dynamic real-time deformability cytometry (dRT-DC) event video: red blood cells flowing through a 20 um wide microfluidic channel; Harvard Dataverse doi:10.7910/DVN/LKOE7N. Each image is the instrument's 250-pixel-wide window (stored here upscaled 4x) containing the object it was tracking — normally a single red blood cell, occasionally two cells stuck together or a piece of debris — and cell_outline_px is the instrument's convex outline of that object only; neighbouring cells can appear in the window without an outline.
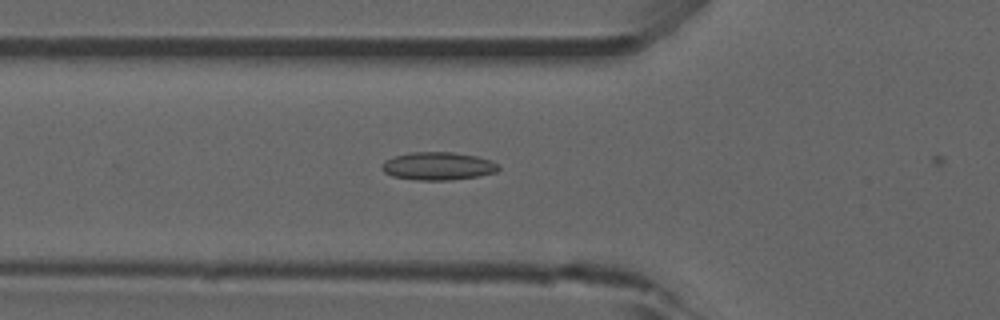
{"species": "common noctule bat (a hibernating species)", "species_latin": "Nyctalus noctula", "temperature_condition": "room temperature", "stored_images_in_passage": 3, "camera_frame_rate_fps": 3000, "um_per_image_px": 0.085, "animal": {"sex": "male", "forearm_length_mm": 52.5}, "frame": {"image": 1, "passage_image": 2, "time_ms": 0.333, "image_size_px": [1000, 320], "cell_outline_px": [[500, 168], [496, 172], [480, 176], [452, 180], [416, 180], [392, 176], [384, 172], [380, 168], [380, 164], [384, 160], [392, 156], [408, 152], [452, 152], [476, 156], [500, 164]], "centroid_in_image_um": [37.19, 14.11], "position_along_channel_um": 88.6, "area_um2": 19.31}}